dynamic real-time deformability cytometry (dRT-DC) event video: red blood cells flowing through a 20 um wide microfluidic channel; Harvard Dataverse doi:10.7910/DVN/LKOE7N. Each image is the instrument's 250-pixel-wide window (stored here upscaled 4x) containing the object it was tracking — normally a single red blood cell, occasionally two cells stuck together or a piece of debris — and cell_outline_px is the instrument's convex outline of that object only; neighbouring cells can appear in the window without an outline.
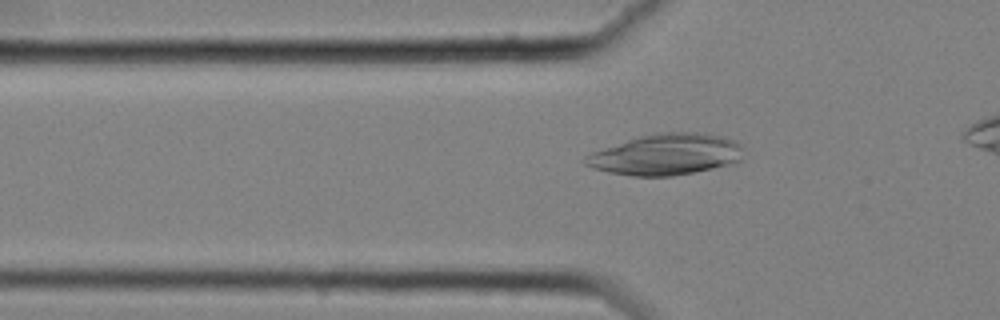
{"species": "common noctule bat (a hibernating species)", "species_latin": "Nyctalus noctula", "temperature_condition": "cold", "stored_images_in_passage": 33, "camera_frame_rate_fps": 3000, "um_per_image_px": 0.085, "animal": {"sex": "female", "body_mass_g": 25.1}, "frame": {"image": 1, "passage_image": 2, "time_ms": 0.333, "image_size_px": [1000, 320], "cell_outline_px": [[744, 148], [740, 160], [732, 164], [672, 176], [632, 176], [608, 172], [592, 168], [584, 164], [584, 156], [592, 152], [640, 136], [656, 132], [704, 132], [724, 136], [740, 144]], "centroid_in_image_um": [56.63, 13.12], "position_along_channel_um": 69.2, "area_um2": 37.92}}
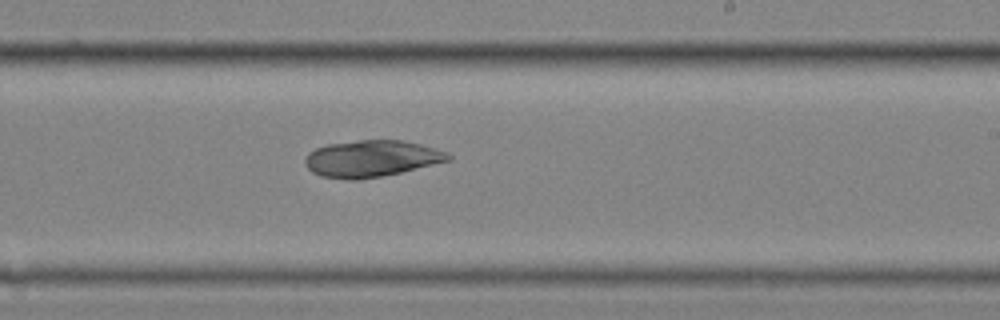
{"frame": {"image": 2, "passage_image": 18, "time_ms": 5.667, "image_size_px": [1000, 320], "cell_outline_px": [[452, 160], [384, 176], [360, 180], [348, 180], [320, 176], [312, 172], [304, 164], [304, 160], [308, 152], [316, 148], [328, 144], [360, 140], [400, 140], [420, 144], [448, 152], [452, 156]], "centroid_in_image_um": [31.57, 13.49], "position_along_channel_um": 257.4, "area_um2": 30.75}}
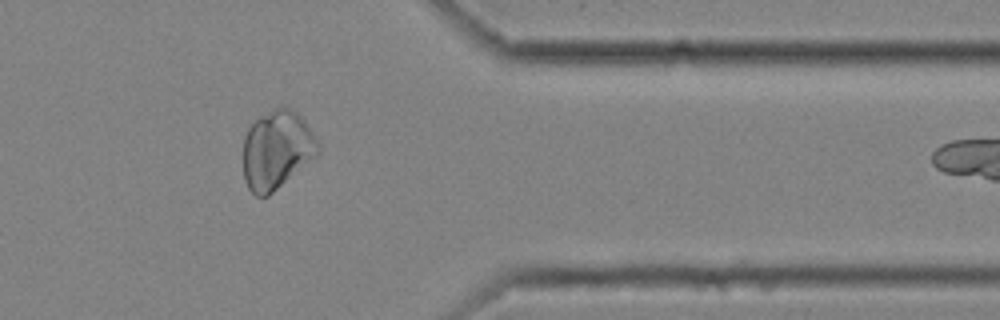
{"frame": {"image": 3, "passage_image": 30, "time_ms": 9.667, "image_size_px": [1000, 320], "cell_outline_px": [[320, 152], [316, 156], [268, 196], [256, 196], [248, 188], [244, 180], [244, 136], [248, 128], [260, 116], [284, 104], [292, 108], [304, 120], [320, 144]], "centroid_in_image_um": [23.53, 12.72], "position_along_channel_um": 387.9, "area_um2": 34.16}}